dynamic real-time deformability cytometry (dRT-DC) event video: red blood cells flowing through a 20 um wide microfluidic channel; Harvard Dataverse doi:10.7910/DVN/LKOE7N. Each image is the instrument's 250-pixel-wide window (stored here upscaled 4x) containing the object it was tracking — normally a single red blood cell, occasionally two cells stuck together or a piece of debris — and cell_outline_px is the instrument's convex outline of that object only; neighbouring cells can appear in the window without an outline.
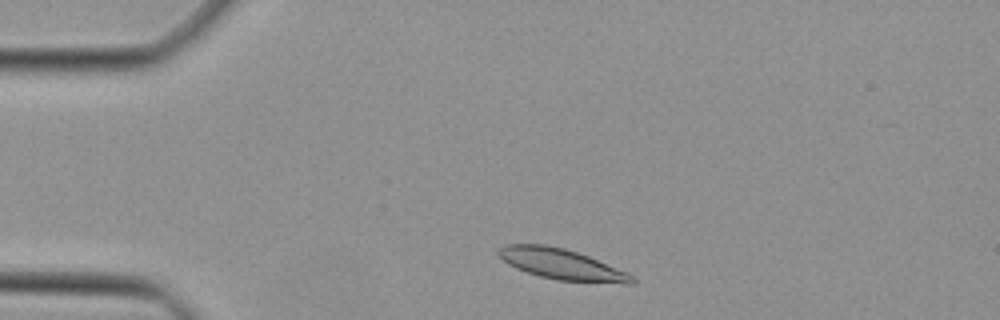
{"species": "Egyptian fruit bat (a non-hibernating species)", "species_latin": "Rousettus aegyptiacus", "temperature_condition": "cold", "stored_images_in_passage": 39, "camera_frame_rate_fps": 3000, "um_per_image_px": 0.085, "animal": {"sex": "female"}, "frame": {"image": 1, "passage_image": 2, "time_ms": 0.333, "image_size_px": [1000, 320], "cell_outline_px": [[636, 284], [624, 284], [556, 280], [540, 276], [516, 268], [508, 264], [496, 252], [504, 244], [544, 244], [564, 248], [588, 256], [628, 272], [636, 276]], "centroid_in_image_um": [47.8, 22.47], "position_along_channel_um": 37.2, "area_um2": 23.99}}
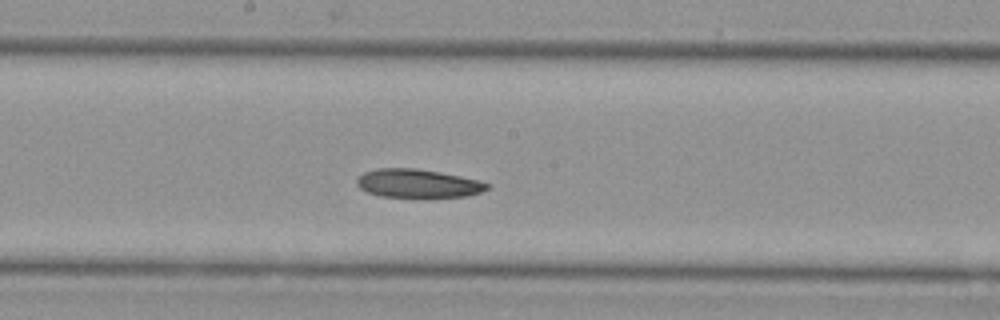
{"frame": {"image": 2, "passage_image": 17, "time_ms": 5.333, "image_size_px": [1000, 320], "cell_outline_px": [[488, 188], [480, 192], [468, 196], [424, 200], [380, 196], [368, 192], [360, 188], [356, 184], [356, 180], [364, 172], [376, 168], [416, 168], [440, 172], [480, 180], [488, 184]], "centroid_in_image_um": [35.52, 15.64], "position_along_channel_um": 212.7, "area_um2": 22.54}}
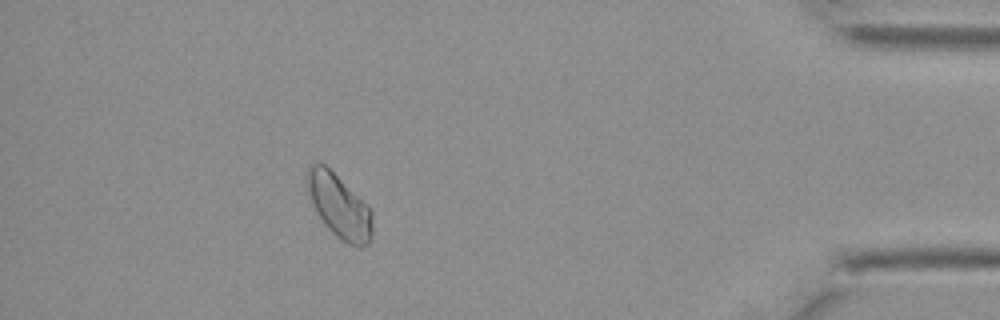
{"frame": {"image": 3, "passage_image": 34, "time_ms": 11.0, "image_size_px": [1000, 320], "cell_outline_px": [[372, 236], [368, 244], [360, 248], [356, 248], [348, 244], [336, 236], [324, 224], [316, 212], [312, 204], [304, 184], [304, 172], [316, 160], [324, 164], [368, 204], [372, 212]], "centroid_in_image_um": [28.79, 17.5], "position_along_channel_um": 406.4, "area_um2": 24.85}}